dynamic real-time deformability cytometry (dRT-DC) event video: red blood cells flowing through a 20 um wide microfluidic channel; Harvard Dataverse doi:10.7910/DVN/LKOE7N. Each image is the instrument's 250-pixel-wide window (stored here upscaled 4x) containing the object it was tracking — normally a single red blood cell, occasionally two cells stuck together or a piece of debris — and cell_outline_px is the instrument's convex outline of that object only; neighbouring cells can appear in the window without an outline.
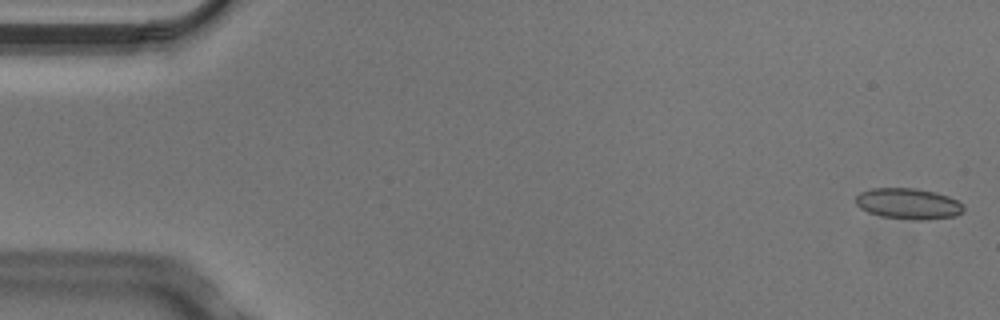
{"species": "Egyptian fruit bat (a non-hibernating species)", "species_latin": "Rousettus aegyptiacus", "temperature_condition": "cold", "stored_images_in_passage": 9, "camera_frame_rate_fps": 3000, "um_per_image_px": 0.085, "animal": {"sex": "male"}, "frame": {"image": 1, "passage_image": 1, "time_ms": 0.0, "image_size_px": [1000, 320], "cell_outline_px": [[964, 212], [956, 216], [924, 220], [912, 220], [880, 216], [868, 212], [860, 208], [856, 204], [856, 196], [860, 192], [872, 188], [912, 188], [936, 192], [948, 196], [964, 204]], "centroid_in_image_um": [77.22, 17.32], "position_along_channel_um": 7.8, "area_um2": 19.59}}
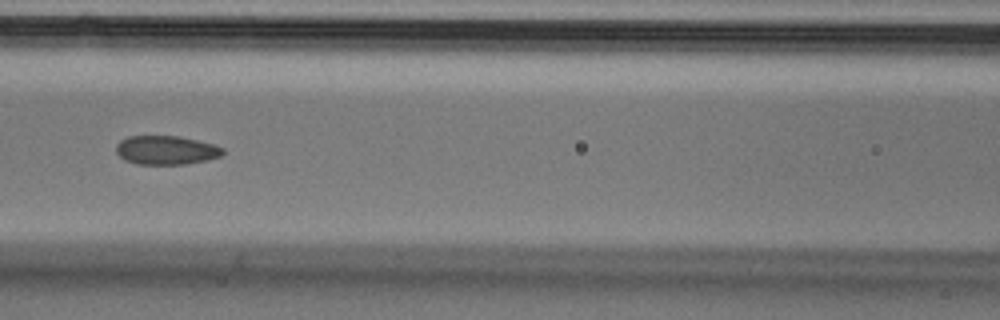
{"frame": {"image": 2, "passage_image": 6, "time_ms": 1.667, "image_size_px": [1000, 320], "cell_outline_px": [[224, 152], [220, 156], [208, 160], [184, 164], [136, 164], [124, 160], [116, 152], [116, 144], [120, 140], [128, 136], [180, 136], [216, 144], [224, 148]], "centroid_in_image_um": [14.13, 12.75], "position_along_channel_um": 152.5, "area_um2": 18.15}}
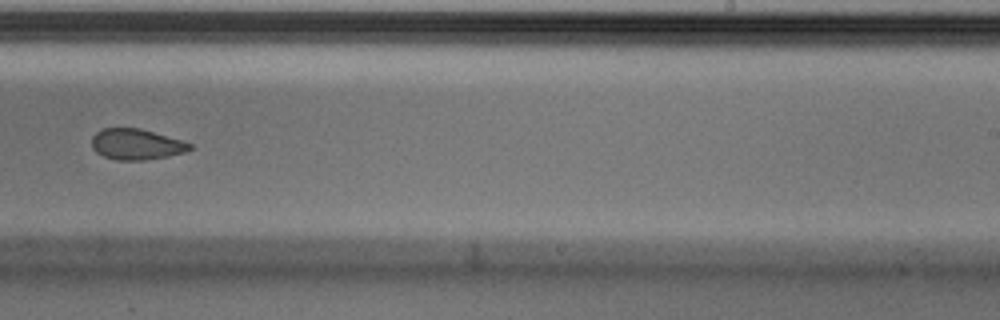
{"frame": {"image": 3, "passage_image": 9, "time_ms": 2.667, "image_size_px": [1000, 320], "cell_outline_px": [[192, 148], [184, 152], [168, 156], [144, 160], [116, 160], [104, 156], [96, 152], [92, 148], [92, 136], [96, 132], [104, 128], [140, 128], [184, 140], [192, 144]], "centroid_in_image_um": [11.6, 12.26], "position_along_channel_um": 277.4, "area_um2": 17.69}}